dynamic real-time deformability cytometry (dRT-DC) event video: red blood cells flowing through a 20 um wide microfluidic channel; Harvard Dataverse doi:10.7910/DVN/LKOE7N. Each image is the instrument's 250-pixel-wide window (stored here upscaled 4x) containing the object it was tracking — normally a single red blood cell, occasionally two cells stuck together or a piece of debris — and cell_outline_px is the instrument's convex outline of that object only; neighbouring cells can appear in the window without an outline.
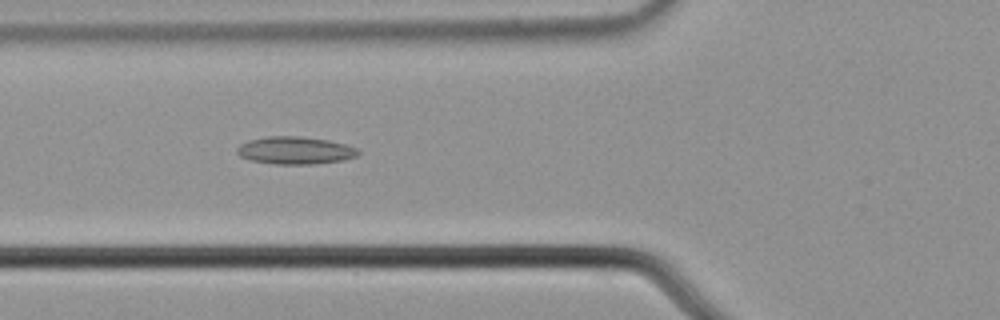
{"species": "common noctule bat (a hibernating species)", "species_latin": "Nyctalus noctula", "temperature_condition": "cold", "stored_images_in_passage": 46, "camera_frame_rate_fps": 3000, "um_per_image_px": 0.085, "animal": {"sex": "male", "body_mass_g": 21.5, "forearm_length_mm": 52.0}, "frame": {"image": 1, "passage_image": 11, "time_ms": 3.333, "image_size_px": [1000, 320], "cell_outline_px": [[360, 152], [356, 156], [344, 160], [316, 164], [276, 164], [252, 160], [240, 156], [236, 152], [236, 148], [240, 144], [248, 140], [268, 136], [300, 136], [328, 140], [360, 148]], "centroid_in_image_um": [25.11, 12.78], "position_along_channel_um": 100.7, "area_um2": 19.54}}
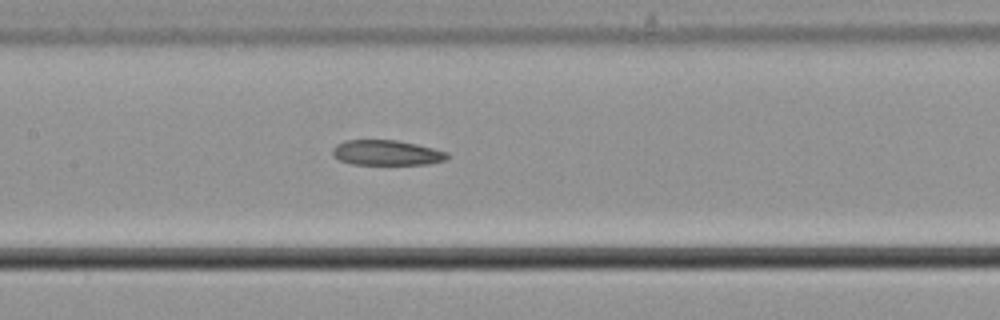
{"frame": {"image": 2, "passage_image": 17, "time_ms": 5.333, "image_size_px": [1000, 320], "cell_outline_px": [[448, 156], [444, 160], [428, 164], [352, 164], [340, 160], [332, 156], [332, 148], [336, 144], [344, 140], [396, 140], [416, 144], [448, 152]], "centroid_in_image_um": [32.81, 12.98], "position_along_channel_um": 174.6, "area_um2": 16.76}}
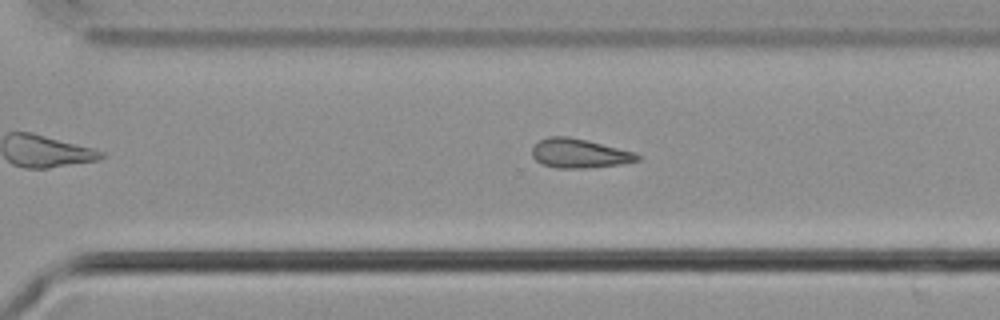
{"frame": {"image": 3, "passage_image": 29, "time_ms": 9.333, "image_size_px": [1000, 320], "cell_outline_px": [[640, 160], [624, 164], [584, 168], [556, 168], [540, 164], [532, 156], [532, 144], [548, 136], [568, 136], [588, 140], [632, 152], [640, 156]], "centroid_in_image_um": [49.19, 13.04], "position_along_channel_um": 321.4, "area_um2": 18.03}}